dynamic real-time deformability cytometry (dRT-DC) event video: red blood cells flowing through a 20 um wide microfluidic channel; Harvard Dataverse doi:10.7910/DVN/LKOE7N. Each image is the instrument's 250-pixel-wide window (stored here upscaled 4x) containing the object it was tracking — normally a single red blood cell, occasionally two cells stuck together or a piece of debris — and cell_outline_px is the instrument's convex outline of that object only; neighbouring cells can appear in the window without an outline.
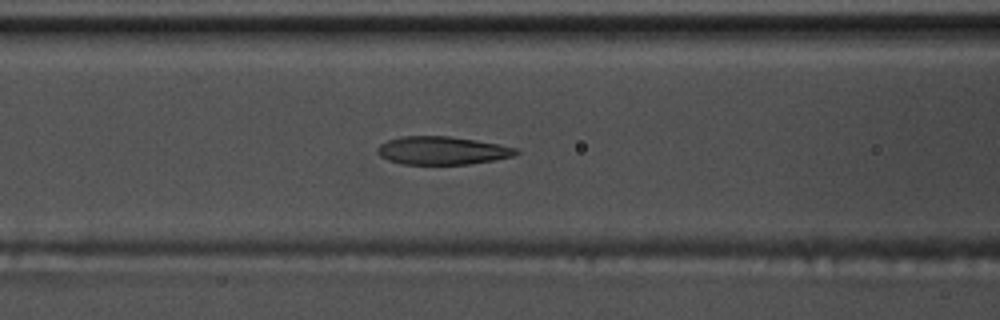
{"species": "common noctule bat (a hibernating species)", "species_latin": "Nyctalus noctula", "temperature_condition": "warm", "stored_images_in_passage": 54, "camera_frame_rate_fps": 3000, "um_per_image_px": 0.085, "animal": {"sex": "male", "body_mass_g": 17.5, "forearm_length_mm": 52.3}, "frame": {"image": 1, "passage_image": 22, "time_ms": 7.0, "image_size_px": [1000, 320], "cell_outline_px": [[520, 152], [512, 156], [492, 160], [468, 164], [400, 164], [388, 160], [380, 156], [376, 152], [376, 148], [380, 144], [388, 140], [404, 136], [448, 136], [476, 140], [520, 148]], "centroid_in_image_um": [37.57, 12.79], "position_along_channel_um": 129.0, "area_um2": 22.72}}
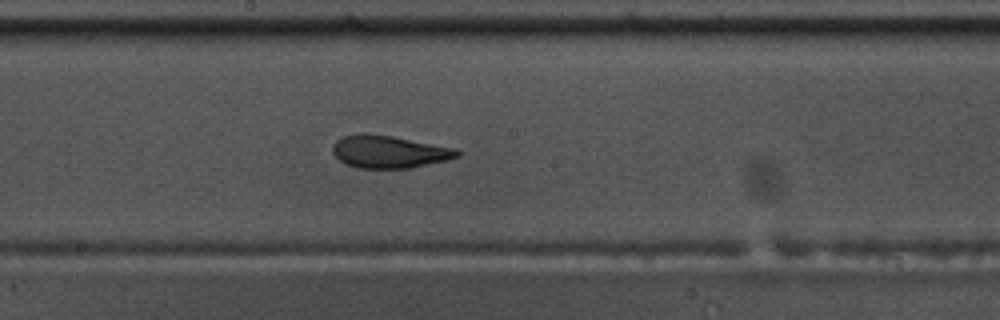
{"frame": {"image": 2, "passage_image": 29, "time_ms": 9.333, "image_size_px": [1000, 320], "cell_outline_px": [[460, 156], [444, 160], [408, 168], [356, 168], [344, 164], [332, 152], [332, 148], [336, 140], [344, 136], [360, 132], [364, 132], [392, 136], [456, 148], [460, 152]], "centroid_in_image_um": [33.02, 12.88], "position_along_channel_um": 215.2, "area_um2": 23.58}}
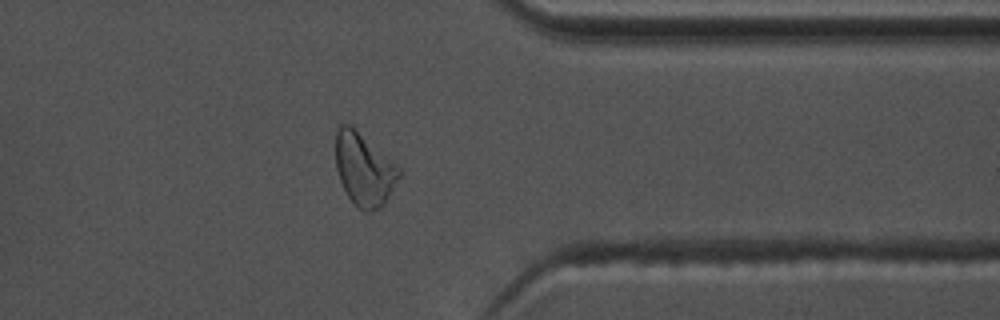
{"frame": {"image": 3, "passage_image": 43, "time_ms": 14.0, "image_size_px": [1000, 320], "cell_outline_px": [[400, 176], [384, 204], [380, 208], [372, 212], [368, 212], [360, 208], [348, 196], [340, 180], [336, 168], [336, 132], [340, 124], [348, 124], [396, 164], [400, 168]], "centroid_in_image_um": [30.94, 14.42], "position_along_channel_um": 380.5, "area_um2": 26.13}, "authors_computed_cell_mechanics": {"area_um2": 23.7847, "velocity_mm_per_s": 3.7072, "shape_relaxation_time_tau1_ms": 6.7163, "shape_relaxation_time_tau2_ms": 1.3017, "deformation_change_tau1": 0.2132, "deformation_change_tau2": 0.079}}